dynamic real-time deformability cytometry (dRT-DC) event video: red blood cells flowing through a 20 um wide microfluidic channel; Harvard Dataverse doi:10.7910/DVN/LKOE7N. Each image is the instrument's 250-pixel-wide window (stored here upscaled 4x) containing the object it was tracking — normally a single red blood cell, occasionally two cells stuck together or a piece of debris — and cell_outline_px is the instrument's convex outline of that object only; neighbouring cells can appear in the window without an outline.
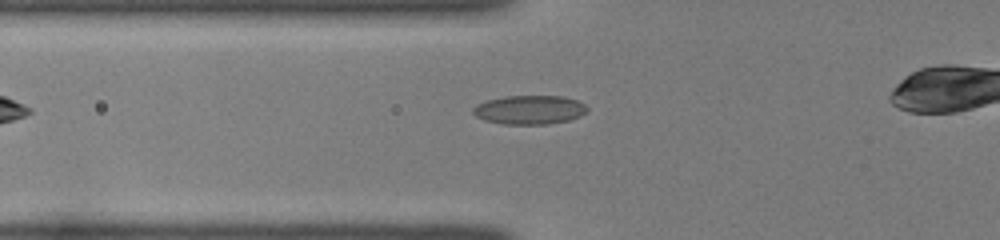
{"species": "common noctule bat (a hibernating species)", "species_latin": "Nyctalus noctula", "temperature_condition": "room temperature", "stored_images_in_passage": 29, "camera_frame_rate_fps": 3000, "um_per_image_px": 0.085, "animal": {"sex": "female", "body_mass_g": 22.0, "forearm_length_mm": 56.7}, "frame": {"image": 1, "passage_image": 2, "time_ms": 0.333, "image_size_px": [1000, 240], "cell_outline_px": [[588, 112], [580, 116], [568, 120], [548, 124], [504, 124], [484, 120], [476, 116], [472, 112], [472, 108], [476, 104], [488, 100], [504, 96], [564, 96], [576, 100], [584, 104], [588, 108]], "centroid_in_image_um": [45.01, 9.33], "position_along_channel_um": 80.8, "area_um2": 19.31}}
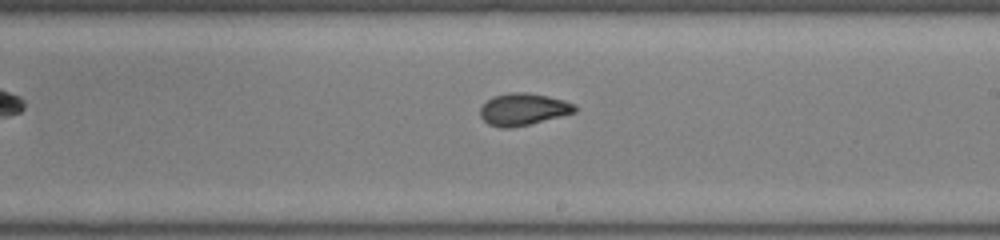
{"frame": {"image": 2, "passage_image": 14, "time_ms": 4.333, "image_size_px": [1000, 240], "cell_outline_px": [[576, 112], [512, 128], [500, 128], [488, 124], [480, 116], [480, 108], [492, 96], [508, 92], [528, 92], [548, 96], [564, 100], [576, 104]], "centroid_in_image_um": [44.46, 9.28], "position_along_channel_um": 244.5, "area_um2": 17.69}}
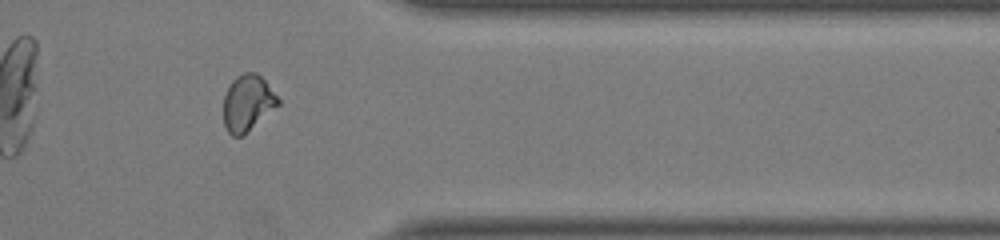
{"frame": {"image": 3, "passage_image": 25, "time_ms": 8.0, "image_size_px": [1000, 240], "cell_outline_px": [[280, 104], [244, 136], [232, 136], [228, 132], [224, 124], [224, 96], [232, 80], [236, 76], [244, 72], [256, 72], [264, 80], [280, 100]], "centroid_in_image_um": [21.05, 8.77], "position_along_channel_um": 390.4, "area_um2": 17.92}}